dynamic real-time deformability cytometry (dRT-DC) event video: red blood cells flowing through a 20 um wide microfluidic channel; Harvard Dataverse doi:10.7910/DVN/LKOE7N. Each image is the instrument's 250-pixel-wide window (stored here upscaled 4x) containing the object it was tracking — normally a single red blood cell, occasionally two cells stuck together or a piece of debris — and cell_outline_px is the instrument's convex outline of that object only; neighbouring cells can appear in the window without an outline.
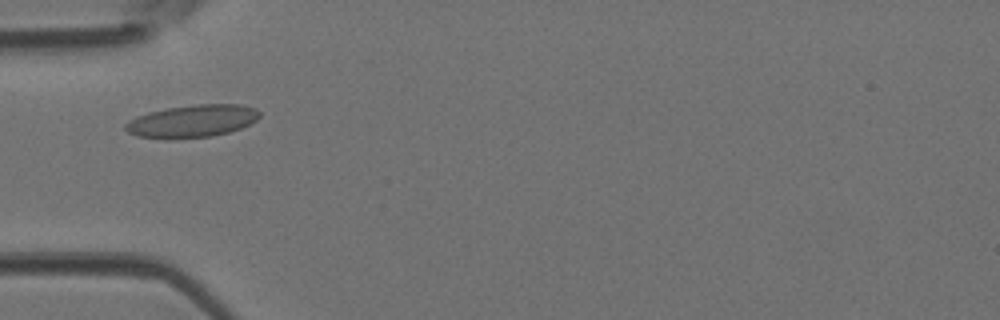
{"species": "Egyptian fruit bat (a non-hibernating species)", "species_latin": "Rousettus aegyptiacus", "temperature_condition": "room temperature", "stored_images_in_passage": 22, "camera_frame_rate_fps": 3000, "um_per_image_px": 0.085, "animal": {"sex": "female"}, "frame": {"image": 1, "passage_image": 9, "time_ms": 2.667, "image_size_px": [1000, 320], "cell_outline_px": [[260, 116], [256, 120], [240, 128], [228, 132], [212, 136], [136, 136], [128, 132], [124, 128], [124, 124], [128, 120], [136, 116], [148, 112], [168, 108], [196, 104], [240, 104], [256, 108], [260, 112]], "centroid_in_image_um": [16.37, 10.24], "position_along_channel_um": 68.6, "area_um2": 24.62}}
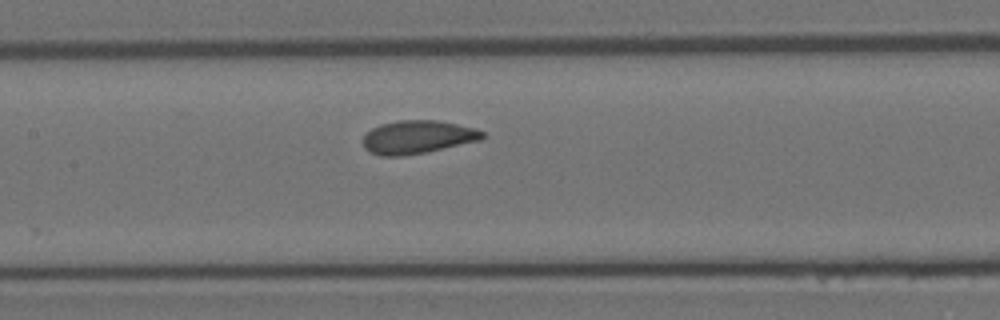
{"frame": {"image": 2, "passage_image": 16, "time_ms": 5.0, "image_size_px": [1000, 320], "cell_outline_px": [[488, 136], [480, 140], [424, 152], [400, 156], [380, 156], [364, 148], [364, 136], [372, 128], [380, 124], [396, 120], [440, 120], [476, 128], [484, 132]], "centroid_in_image_um": [35.52, 11.63], "position_along_channel_um": 171.9, "area_um2": 23.06}}
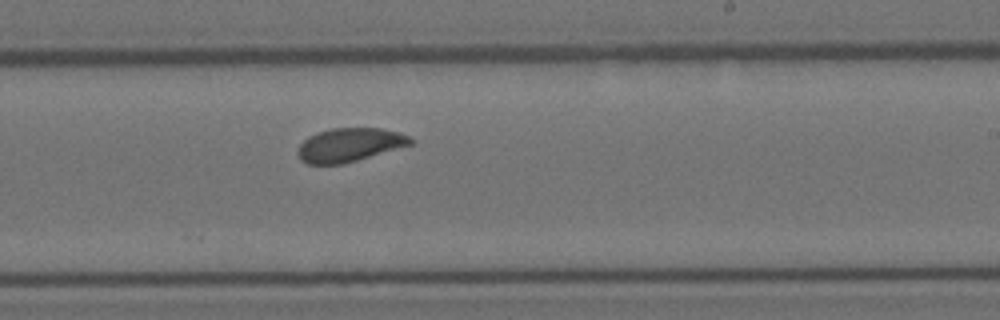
{"frame": {"image": 3, "passage_image": 22, "time_ms": 7.0, "image_size_px": [1000, 320], "cell_outline_px": [[416, 140], [412, 144], [344, 164], [308, 164], [300, 160], [296, 152], [300, 144], [308, 136], [316, 132], [332, 128], [380, 128], [400, 132]], "centroid_in_image_um": [29.7, 12.31], "position_along_channel_um": 259.3, "area_um2": 22.25}}